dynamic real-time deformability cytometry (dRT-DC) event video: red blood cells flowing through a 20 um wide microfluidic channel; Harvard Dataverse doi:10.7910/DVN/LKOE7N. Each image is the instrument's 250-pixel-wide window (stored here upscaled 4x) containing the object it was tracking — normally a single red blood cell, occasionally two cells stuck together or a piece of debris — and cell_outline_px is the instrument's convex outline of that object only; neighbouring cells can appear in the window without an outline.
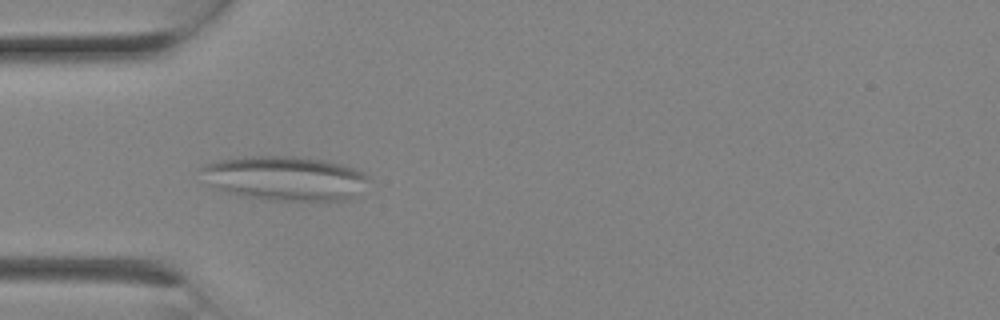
{"species": "Egyptian fruit bat (a non-hibernating species)", "species_latin": "Rousettus aegyptiacus", "temperature_condition": "room temperature", "stored_images_in_passage": 1, "camera_frame_rate_fps": 3000, "um_per_image_px": 0.085, "animal": {"sex": "female"}, "frame": {"image": 1, "passage_image": 1, "time_ms": 0.0, "image_size_px": [1000, 320], "cell_outline_px": [[368, 180], [348, 200], [264, 200], [244, 196], [228, 192], [216, 188], [208, 184], [200, 168], [204, 164], [220, 160], [244, 156], [296, 156], [324, 160], [340, 164], [364, 172], [368, 176]], "centroid_in_image_um": [24.17, 15.14], "position_along_channel_um": 60.8, "area_um2": 42.89}}